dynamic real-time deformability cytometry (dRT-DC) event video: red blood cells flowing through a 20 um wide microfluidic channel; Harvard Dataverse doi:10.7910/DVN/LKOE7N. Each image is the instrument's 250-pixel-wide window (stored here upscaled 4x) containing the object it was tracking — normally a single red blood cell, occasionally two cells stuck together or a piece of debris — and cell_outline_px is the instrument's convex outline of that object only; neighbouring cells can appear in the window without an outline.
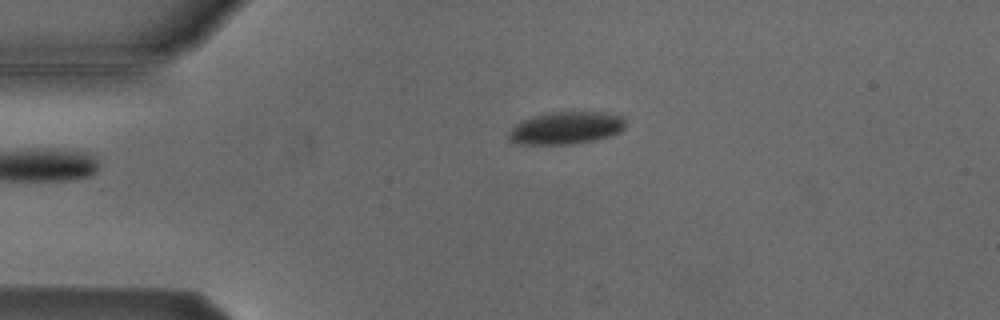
{"species": "Egyptian fruit bat (a non-hibernating species)", "species_latin": "Rousettus aegyptiacus", "temperature_condition": "cold", "stored_images_in_passage": 4, "camera_frame_rate_fps": 3000, "um_per_image_px": 0.085, "animal": {"sex": "male"}, "frame": {"image": 1, "passage_image": 4, "time_ms": 3.333, "image_size_px": [1000, 320], "cell_outline_px": [[624, 128], [620, 132], [608, 136], [592, 140], [572, 144], [520, 144], [512, 140], [508, 136], [508, 132], [520, 120], [532, 116], [548, 112], [604, 112], [620, 116], [624, 120]], "centroid_in_image_um": [48.08, 10.86], "position_along_channel_um": 36.9, "area_um2": 21.91}}